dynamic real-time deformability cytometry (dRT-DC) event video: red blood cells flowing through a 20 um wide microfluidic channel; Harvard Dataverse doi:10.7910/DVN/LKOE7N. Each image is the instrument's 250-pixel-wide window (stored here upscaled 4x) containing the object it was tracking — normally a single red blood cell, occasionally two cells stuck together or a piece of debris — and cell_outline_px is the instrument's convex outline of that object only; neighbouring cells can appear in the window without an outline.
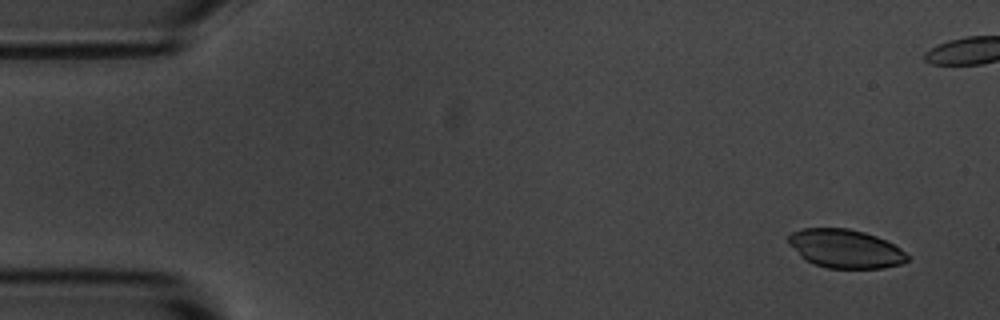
{"species": "common noctule bat (a hibernating species)", "species_latin": "Nyctalus noctula", "temperature_condition": "room temperature", "stored_images_in_passage": 6, "camera_frame_rate_fps": 3000, "um_per_image_px": 0.085, "animal": {"sex": "male", "body_mass_g": 20.1, "forearm_length_mm": 53.5}, "frame": {"image": 1, "passage_image": 1, "time_ms": 0.0, "image_size_px": [1000, 320], "cell_outline_px": [[908, 260], [904, 264], [884, 268], [828, 268], [804, 260], [788, 244], [788, 236], [792, 232], [804, 228], [848, 228], [864, 232], [876, 236], [900, 248], [908, 256]], "centroid_in_image_um": [71.84, 21.14], "position_along_channel_um": 13.2, "area_um2": 26.76}}